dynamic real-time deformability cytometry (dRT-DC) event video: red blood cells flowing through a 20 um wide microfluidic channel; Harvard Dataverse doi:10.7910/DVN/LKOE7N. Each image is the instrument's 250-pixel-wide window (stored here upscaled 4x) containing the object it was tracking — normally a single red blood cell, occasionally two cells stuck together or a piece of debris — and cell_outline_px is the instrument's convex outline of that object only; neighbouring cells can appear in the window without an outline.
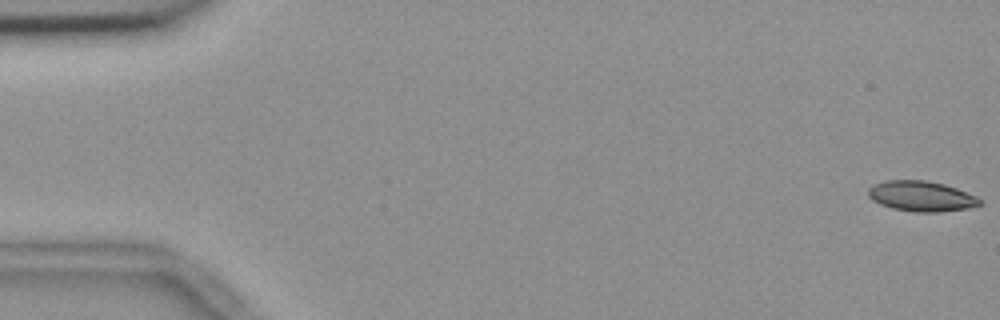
{"species": "common noctule bat (a hibernating species)", "species_latin": "Nyctalus noctula", "temperature_condition": "room temperature", "stored_images_in_passage": 56, "camera_frame_rate_fps": 3000, "um_per_image_px": 0.085, "animal": {"sex": "female", "body_mass_g": 18.4}, "frame": {"image": 1, "passage_image": 1, "time_ms": 0.0, "image_size_px": [1000, 320], "cell_outline_px": [[980, 204], [968, 208], [936, 212], [912, 212], [892, 208], [880, 204], [872, 200], [868, 196], [868, 188], [872, 184], [888, 180], [928, 180], [944, 184], [956, 188], [976, 196], [980, 200]], "centroid_in_image_um": [78.26, 16.67], "position_along_channel_um": 6.7, "area_um2": 19.71}}
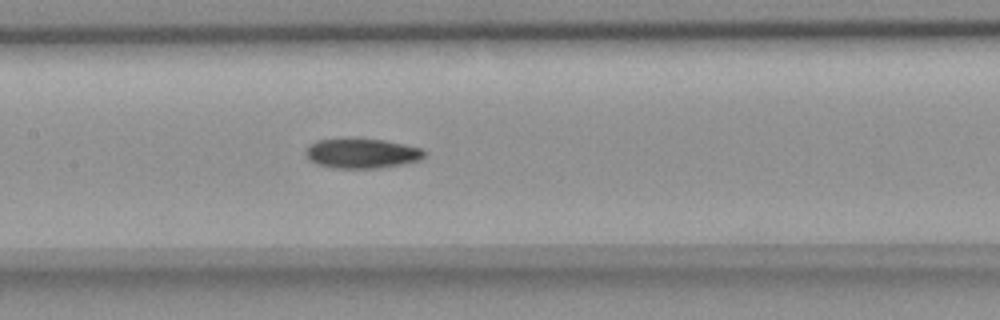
{"frame": {"image": 2, "passage_image": 27, "time_ms": 8.667, "image_size_px": [1000, 320], "cell_outline_px": [[424, 156], [420, 160], [380, 168], [336, 168], [316, 164], [308, 160], [304, 156], [304, 152], [308, 144], [316, 140], [384, 140], [404, 144], [420, 148], [424, 152]], "centroid_in_image_um": [30.69, 13.06], "position_along_channel_um": 176.7, "area_um2": 20.29}}
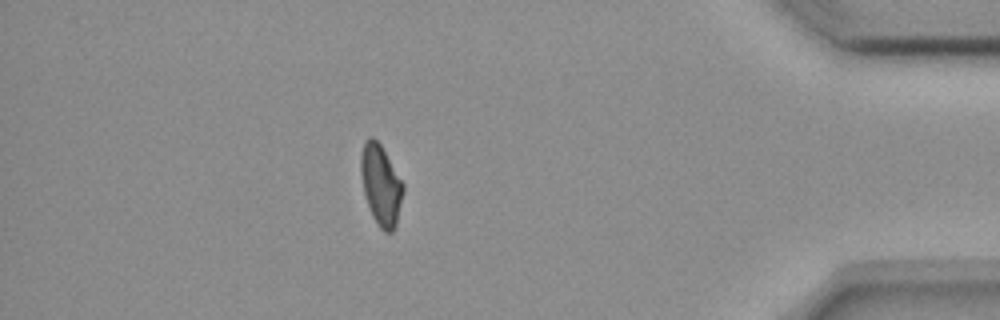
{"frame": {"image": 3, "passage_image": 49, "time_ms": 16.0, "image_size_px": [1000, 320], "cell_outline_px": [[404, 192], [396, 224], [392, 232], [384, 232], [376, 224], [372, 216], [364, 192], [360, 172], [360, 156], [364, 140], [368, 136], [372, 136], [380, 144], [404, 184]], "centroid_in_image_um": [32.36, 15.71], "position_along_channel_um": 402.8, "area_um2": 19.88}, "authors_computed_cell_mechanics": {"area_um2": 20.2589, "velocity_mm_per_s": 3.6808, "shape_relaxation_time_tau1_ms": 6.8033, "shape_relaxation_time_tau2_ms": null, "deformation_change_tau1": 0.139, "deformation_change_tau2": null}}